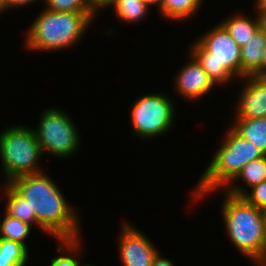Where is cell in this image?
I'll return each mask as SVG.
<instances>
[{
	"mask_svg": "<svg viewBox=\"0 0 266 266\" xmlns=\"http://www.w3.org/2000/svg\"><path fill=\"white\" fill-rule=\"evenodd\" d=\"M8 183L28 201L31 212H35L38 228L55 239L81 237L79 212L44 170L15 177Z\"/></svg>",
	"mask_w": 266,
	"mask_h": 266,
	"instance_id": "6da1fadb",
	"label": "cell"
},
{
	"mask_svg": "<svg viewBox=\"0 0 266 266\" xmlns=\"http://www.w3.org/2000/svg\"><path fill=\"white\" fill-rule=\"evenodd\" d=\"M222 145L211 158L209 165L197 181L191 201L202 200L211 192L225 188L248 162L265 154L240 136L231 126ZM195 198V199H194Z\"/></svg>",
	"mask_w": 266,
	"mask_h": 266,
	"instance_id": "7a4b0ae2",
	"label": "cell"
},
{
	"mask_svg": "<svg viewBox=\"0 0 266 266\" xmlns=\"http://www.w3.org/2000/svg\"><path fill=\"white\" fill-rule=\"evenodd\" d=\"M222 203V215L226 231L234 247L251 261L266 255L265 211L248 203L243 197L226 191Z\"/></svg>",
	"mask_w": 266,
	"mask_h": 266,
	"instance_id": "3957f363",
	"label": "cell"
},
{
	"mask_svg": "<svg viewBox=\"0 0 266 266\" xmlns=\"http://www.w3.org/2000/svg\"><path fill=\"white\" fill-rule=\"evenodd\" d=\"M93 20L89 13L56 12L44 9L26 32L25 47L37 52L72 48L87 33V28Z\"/></svg>",
	"mask_w": 266,
	"mask_h": 266,
	"instance_id": "277c9868",
	"label": "cell"
},
{
	"mask_svg": "<svg viewBox=\"0 0 266 266\" xmlns=\"http://www.w3.org/2000/svg\"><path fill=\"white\" fill-rule=\"evenodd\" d=\"M191 46L190 55L215 85L230 84L234 78L241 80V48L221 23L205 32Z\"/></svg>",
	"mask_w": 266,
	"mask_h": 266,
	"instance_id": "5b68a950",
	"label": "cell"
},
{
	"mask_svg": "<svg viewBox=\"0 0 266 266\" xmlns=\"http://www.w3.org/2000/svg\"><path fill=\"white\" fill-rule=\"evenodd\" d=\"M42 150L33 128L12 125L0 134V157L4 183L13 178L42 172L39 159Z\"/></svg>",
	"mask_w": 266,
	"mask_h": 266,
	"instance_id": "8992f818",
	"label": "cell"
},
{
	"mask_svg": "<svg viewBox=\"0 0 266 266\" xmlns=\"http://www.w3.org/2000/svg\"><path fill=\"white\" fill-rule=\"evenodd\" d=\"M152 92L138 97L131 104L130 123L135 136L150 140L166 134L175 120V104L169 95Z\"/></svg>",
	"mask_w": 266,
	"mask_h": 266,
	"instance_id": "52a82bcc",
	"label": "cell"
},
{
	"mask_svg": "<svg viewBox=\"0 0 266 266\" xmlns=\"http://www.w3.org/2000/svg\"><path fill=\"white\" fill-rule=\"evenodd\" d=\"M39 126L33 129L40 144L42 154H52L57 158L72 157L79 150L81 142L78 128L64 110L48 108L41 114Z\"/></svg>",
	"mask_w": 266,
	"mask_h": 266,
	"instance_id": "ba28073f",
	"label": "cell"
},
{
	"mask_svg": "<svg viewBox=\"0 0 266 266\" xmlns=\"http://www.w3.org/2000/svg\"><path fill=\"white\" fill-rule=\"evenodd\" d=\"M119 239V256L123 266H152L159 251L149 237L128 222H123Z\"/></svg>",
	"mask_w": 266,
	"mask_h": 266,
	"instance_id": "9c48e42d",
	"label": "cell"
},
{
	"mask_svg": "<svg viewBox=\"0 0 266 266\" xmlns=\"http://www.w3.org/2000/svg\"><path fill=\"white\" fill-rule=\"evenodd\" d=\"M242 81L245 86H242L238 97L235 119L266 117V77L250 75Z\"/></svg>",
	"mask_w": 266,
	"mask_h": 266,
	"instance_id": "30bf717a",
	"label": "cell"
},
{
	"mask_svg": "<svg viewBox=\"0 0 266 266\" xmlns=\"http://www.w3.org/2000/svg\"><path fill=\"white\" fill-rule=\"evenodd\" d=\"M191 59L177 71L175 75V88L177 94L186 100H197L203 98L216 85L208 77L202 66L197 60L189 55Z\"/></svg>",
	"mask_w": 266,
	"mask_h": 266,
	"instance_id": "8fae6325",
	"label": "cell"
},
{
	"mask_svg": "<svg viewBox=\"0 0 266 266\" xmlns=\"http://www.w3.org/2000/svg\"><path fill=\"white\" fill-rule=\"evenodd\" d=\"M266 49V36L259 29L241 47V80L250 75L261 77V63Z\"/></svg>",
	"mask_w": 266,
	"mask_h": 266,
	"instance_id": "7c38bea8",
	"label": "cell"
},
{
	"mask_svg": "<svg viewBox=\"0 0 266 266\" xmlns=\"http://www.w3.org/2000/svg\"><path fill=\"white\" fill-rule=\"evenodd\" d=\"M220 23L225 27L240 48L260 29L257 16L253 19L252 17L241 15L240 13H233Z\"/></svg>",
	"mask_w": 266,
	"mask_h": 266,
	"instance_id": "4fadbf2b",
	"label": "cell"
},
{
	"mask_svg": "<svg viewBox=\"0 0 266 266\" xmlns=\"http://www.w3.org/2000/svg\"><path fill=\"white\" fill-rule=\"evenodd\" d=\"M4 185V186H3ZM2 185L6 200L5 213L25 223L38 225L35 212H31L28 201L24 199L9 183Z\"/></svg>",
	"mask_w": 266,
	"mask_h": 266,
	"instance_id": "5bb4252c",
	"label": "cell"
},
{
	"mask_svg": "<svg viewBox=\"0 0 266 266\" xmlns=\"http://www.w3.org/2000/svg\"><path fill=\"white\" fill-rule=\"evenodd\" d=\"M233 129L266 155V117L235 119Z\"/></svg>",
	"mask_w": 266,
	"mask_h": 266,
	"instance_id": "9a60e30c",
	"label": "cell"
},
{
	"mask_svg": "<svg viewBox=\"0 0 266 266\" xmlns=\"http://www.w3.org/2000/svg\"><path fill=\"white\" fill-rule=\"evenodd\" d=\"M203 0H163L162 7L158 9L162 17L172 21H181L195 15Z\"/></svg>",
	"mask_w": 266,
	"mask_h": 266,
	"instance_id": "2e32d148",
	"label": "cell"
},
{
	"mask_svg": "<svg viewBox=\"0 0 266 266\" xmlns=\"http://www.w3.org/2000/svg\"><path fill=\"white\" fill-rule=\"evenodd\" d=\"M28 250L20 242L0 238V266H26Z\"/></svg>",
	"mask_w": 266,
	"mask_h": 266,
	"instance_id": "e0dca14e",
	"label": "cell"
},
{
	"mask_svg": "<svg viewBox=\"0 0 266 266\" xmlns=\"http://www.w3.org/2000/svg\"><path fill=\"white\" fill-rule=\"evenodd\" d=\"M112 6L122 22L135 24L145 18L150 7L144 0H116L109 8Z\"/></svg>",
	"mask_w": 266,
	"mask_h": 266,
	"instance_id": "ac0fdd59",
	"label": "cell"
},
{
	"mask_svg": "<svg viewBox=\"0 0 266 266\" xmlns=\"http://www.w3.org/2000/svg\"><path fill=\"white\" fill-rule=\"evenodd\" d=\"M80 238L57 239L59 243L56 245V250L63 252V255L51 258L50 266H79L81 263L77 254L82 249Z\"/></svg>",
	"mask_w": 266,
	"mask_h": 266,
	"instance_id": "d6986e66",
	"label": "cell"
},
{
	"mask_svg": "<svg viewBox=\"0 0 266 266\" xmlns=\"http://www.w3.org/2000/svg\"><path fill=\"white\" fill-rule=\"evenodd\" d=\"M3 216L2 222L0 220V238L20 242L28 248L25 241L30 235L31 225L6 213Z\"/></svg>",
	"mask_w": 266,
	"mask_h": 266,
	"instance_id": "ffe728a7",
	"label": "cell"
},
{
	"mask_svg": "<svg viewBox=\"0 0 266 266\" xmlns=\"http://www.w3.org/2000/svg\"><path fill=\"white\" fill-rule=\"evenodd\" d=\"M236 179H242L241 181L245 183L246 188L247 186L252 188L266 180V155L244 165L238 175L229 184L237 182Z\"/></svg>",
	"mask_w": 266,
	"mask_h": 266,
	"instance_id": "44dd1931",
	"label": "cell"
},
{
	"mask_svg": "<svg viewBox=\"0 0 266 266\" xmlns=\"http://www.w3.org/2000/svg\"><path fill=\"white\" fill-rule=\"evenodd\" d=\"M226 192L233 196L243 197L248 203L262 211H266V180L251 188V191L235 184H228ZM249 192V193H248Z\"/></svg>",
	"mask_w": 266,
	"mask_h": 266,
	"instance_id": "7402d4cb",
	"label": "cell"
},
{
	"mask_svg": "<svg viewBox=\"0 0 266 266\" xmlns=\"http://www.w3.org/2000/svg\"><path fill=\"white\" fill-rule=\"evenodd\" d=\"M45 9L56 12L89 13L94 19L96 13L92 10L88 0H48Z\"/></svg>",
	"mask_w": 266,
	"mask_h": 266,
	"instance_id": "603a6c76",
	"label": "cell"
},
{
	"mask_svg": "<svg viewBox=\"0 0 266 266\" xmlns=\"http://www.w3.org/2000/svg\"><path fill=\"white\" fill-rule=\"evenodd\" d=\"M116 0H88L90 7L97 14L102 9H108Z\"/></svg>",
	"mask_w": 266,
	"mask_h": 266,
	"instance_id": "cb8c5ba5",
	"label": "cell"
},
{
	"mask_svg": "<svg viewBox=\"0 0 266 266\" xmlns=\"http://www.w3.org/2000/svg\"><path fill=\"white\" fill-rule=\"evenodd\" d=\"M36 0H5V10H9L11 8H19L20 6L23 8V6H28L32 3H36Z\"/></svg>",
	"mask_w": 266,
	"mask_h": 266,
	"instance_id": "d4e9b609",
	"label": "cell"
},
{
	"mask_svg": "<svg viewBox=\"0 0 266 266\" xmlns=\"http://www.w3.org/2000/svg\"><path fill=\"white\" fill-rule=\"evenodd\" d=\"M172 262L169 259L164 258L160 255V253L157 251V253L154 255L152 266H174Z\"/></svg>",
	"mask_w": 266,
	"mask_h": 266,
	"instance_id": "484cf974",
	"label": "cell"
},
{
	"mask_svg": "<svg viewBox=\"0 0 266 266\" xmlns=\"http://www.w3.org/2000/svg\"><path fill=\"white\" fill-rule=\"evenodd\" d=\"M259 20V28L266 36V11H256Z\"/></svg>",
	"mask_w": 266,
	"mask_h": 266,
	"instance_id": "4316f807",
	"label": "cell"
},
{
	"mask_svg": "<svg viewBox=\"0 0 266 266\" xmlns=\"http://www.w3.org/2000/svg\"><path fill=\"white\" fill-rule=\"evenodd\" d=\"M255 11H266V0H255Z\"/></svg>",
	"mask_w": 266,
	"mask_h": 266,
	"instance_id": "83f0119b",
	"label": "cell"
},
{
	"mask_svg": "<svg viewBox=\"0 0 266 266\" xmlns=\"http://www.w3.org/2000/svg\"><path fill=\"white\" fill-rule=\"evenodd\" d=\"M261 77H266V49L263 54V60L261 63Z\"/></svg>",
	"mask_w": 266,
	"mask_h": 266,
	"instance_id": "f1b7e54d",
	"label": "cell"
},
{
	"mask_svg": "<svg viewBox=\"0 0 266 266\" xmlns=\"http://www.w3.org/2000/svg\"><path fill=\"white\" fill-rule=\"evenodd\" d=\"M149 6L157 5L159 9L162 7L163 0H144Z\"/></svg>",
	"mask_w": 266,
	"mask_h": 266,
	"instance_id": "f546056e",
	"label": "cell"
},
{
	"mask_svg": "<svg viewBox=\"0 0 266 266\" xmlns=\"http://www.w3.org/2000/svg\"><path fill=\"white\" fill-rule=\"evenodd\" d=\"M257 266H266V255L263 258L254 261Z\"/></svg>",
	"mask_w": 266,
	"mask_h": 266,
	"instance_id": "4dcf8cb0",
	"label": "cell"
},
{
	"mask_svg": "<svg viewBox=\"0 0 266 266\" xmlns=\"http://www.w3.org/2000/svg\"><path fill=\"white\" fill-rule=\"evenodd\" d=\"M5 12V0H0V14Z\"/></svg>",
	"mask_w": 266,
	"mask_h": 266,
	"instance_id": "1f68e13d",
	"label": "cell"
},
{
	"mask_svg": "<svg viewBox=\"0 0 266 266\" xmlns=\"http://www.w3.org/2000/svg\"><path fill=\"white\" fill-rule=\"evenodd\" d=\"M79 266H95V265H93V264H91V265L90 264H83V265L80 264Z\"/></svg>",
	"mask_w": 266,
	"mask_h": 266,
	"instance_id": "d6a6232c",
	"label": "cell"
},
{
	"mask_svg": "<svg viewBox=\"0 0 266 266\" xmlns=\"http://www.w3.org/2000/svg\"><path fill=\"white\" fill-rule=\"evenodd\" d=\"M38 0H36V2H37ZM41 1V0H40ZM44 1V3L46 4L47 2H48V0H43Z\"/></svg>",
	"mask_w": 266,
	"mask_h": 266,
	"instance_id": "836d02e7",
	"label": "cell"
}]
</instances>
